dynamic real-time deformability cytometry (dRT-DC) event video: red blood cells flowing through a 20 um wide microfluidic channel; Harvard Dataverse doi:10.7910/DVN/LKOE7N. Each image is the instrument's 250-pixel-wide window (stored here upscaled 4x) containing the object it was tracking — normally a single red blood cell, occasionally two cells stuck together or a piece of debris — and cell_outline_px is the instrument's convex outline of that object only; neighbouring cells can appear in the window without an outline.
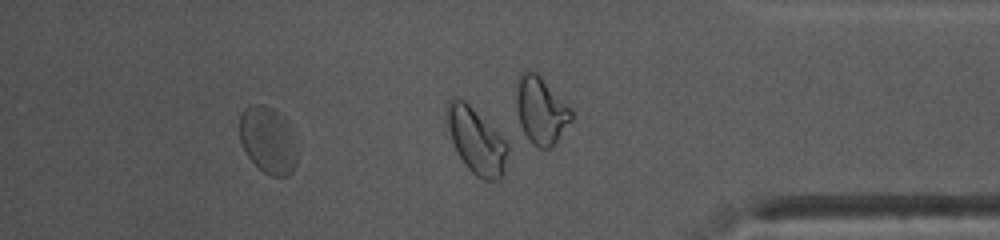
{"species": "common noctule bat (a hibernating species)", "species_latin": "Nyctalus noctula", "temperature_condition": "warm", "stored_images_in_passage": 38, "camera_frame_rate_fps": 3000, "um_per_image_px": 0.085, "animal": {"sex": "female", "body_mass_g": 10.0, "forearm_length_mm": 53.1}, "frame": {"image": 1, "passage_image": 33, "time_ms": 10.667, "image_size_px": [1000, 240], "cell_outline_px": [[296, 164], [292, 172], [288, 176], [272, 176], [264, 172], [248, 156], [240, 140], [240, 112], [248, 104], [260, 104], [272, 108], [280, 112], [284, 120], [296, 152]], "centroid_in_image_um": [22.72, 11.89], "position_along_channel_um": 412.5, "area_um2": 21.85}, "authors_computed_cell_mechanics": {"area_um2": 20.3745, "velocity_mm_per_s": 4.0084, "shape_relaxation_time_tau1_ms": 2.2511, "shape_relaxation_time_tau2_ms": 1.7487, "deformation_change_tau1": 0.0981, "deformation_change_tau2": 0.0518}}